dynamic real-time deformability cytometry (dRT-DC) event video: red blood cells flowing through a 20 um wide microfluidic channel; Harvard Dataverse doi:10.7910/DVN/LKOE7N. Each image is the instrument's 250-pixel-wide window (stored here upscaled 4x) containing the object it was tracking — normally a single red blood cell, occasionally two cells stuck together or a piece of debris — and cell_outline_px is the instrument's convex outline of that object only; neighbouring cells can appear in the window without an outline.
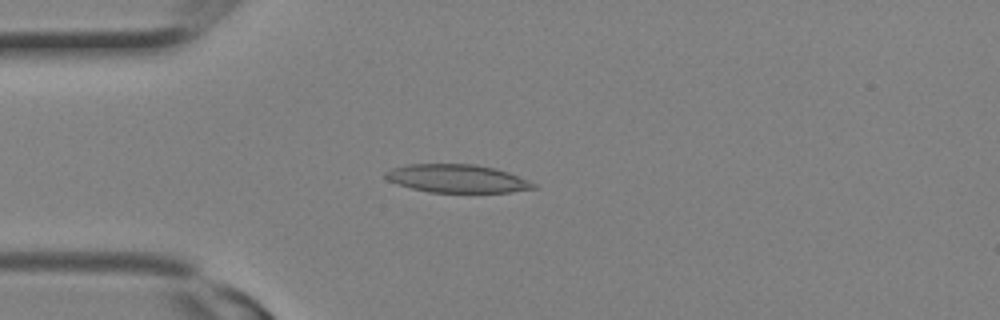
{"species": "Egyptian fruit bat (a non-hibernating species)", "species_latin": "Rousettus aegyptiacus", "temperature_condition": "room temperature", "stored_images_in_passage": 2, "camera_frame_rate_fps": 3000, "um_per_image_px": 0.085, "animal": {"sex": "female"}, "frame": {"image": 1, "passage_image": 2, "time_ms": 0.333, "image_size_px": [1000, 320], "cell_outline_px": [[536, 188], [512, 192], [428, 192], [412, 188], [388, 180], [384, 176], [384, 172], [392, 168], [408, 164], [476, 164], [496, 168], [508, 172], [528, 180], [536, 184]], "centroid_in_image_um": [38.87, 15.17], "position_along_channel_um": 46.1, "area_um2": 24.22}}